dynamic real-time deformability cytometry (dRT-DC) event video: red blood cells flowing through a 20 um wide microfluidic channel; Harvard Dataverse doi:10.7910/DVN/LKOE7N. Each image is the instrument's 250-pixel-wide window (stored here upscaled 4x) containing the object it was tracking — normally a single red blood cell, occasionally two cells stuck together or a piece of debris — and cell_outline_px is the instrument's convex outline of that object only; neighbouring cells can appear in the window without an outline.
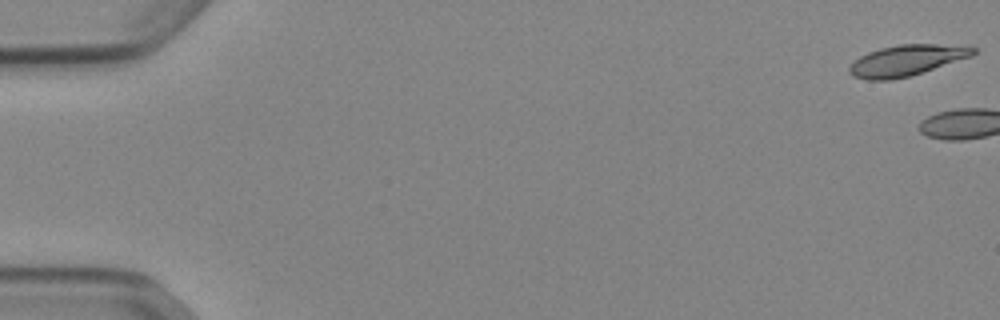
{"species": "Egyptian fruit bat (a non-hibernating species)", "species_latin": "Rousettus aegyptiacus", "temperature_condition": "cold", "stored_images_in_passage": 3, "camera_frame_rate_fps": 3000, "um_per_image_px": 0.085, "animal": {"sex": "female"}, "frame": {"image": 1, "passage_image": 1, "time_ms": 0.0, "image_size_px": [1000, 320], "cell_outline_px": [[976, 52], [972, 56], [908, 76], [888, 80], [868, 80], [852, 76], [848, 72], [848, 68], [860, 56], [868, 52], [880, 48], [900, 44], [968, 44], [976, 48]], "centroid_in_image_um": [77.1, 5.11], "position_along_channel_um": 7.9, "area_um2": 22.31}}